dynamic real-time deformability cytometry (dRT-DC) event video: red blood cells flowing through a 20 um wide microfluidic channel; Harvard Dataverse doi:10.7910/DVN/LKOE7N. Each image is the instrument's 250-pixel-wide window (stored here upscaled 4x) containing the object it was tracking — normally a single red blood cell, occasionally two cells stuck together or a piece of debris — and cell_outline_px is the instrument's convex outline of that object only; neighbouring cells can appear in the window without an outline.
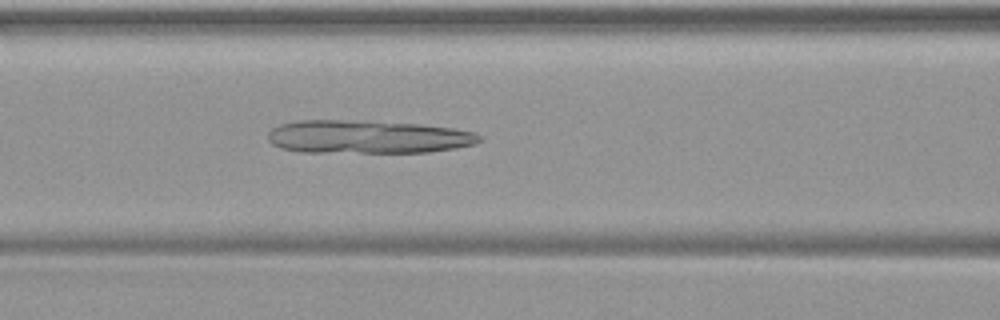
{"species": "common noctule bat (a hibernating species)", "species_latin": "Nyctalus noctula", "temperature_condition": "warm", "stored_images_in_passage": 43, "camera_frame_rate_fps": 3000, "um_per_image_px": 0.085, "animal": {"sex": "female", "body_mass_g": 19.9}, "frame": {"image": 1, "passage_image": 15, "time_ms": 4.667, "image_size_px": [1000, 320], "cell_outline_px": [[484, 136], [476, 144], [456, 148], [428, 152], [300, 152], [280, 148], [272, 144], [268, 140], [268, 132], [272, 128], [280, 124], [296, 120], [340, 120], [420, 124], [452, 128], [472, 132]], "centroid_in_image_um": [31.22, 11.64], "position_along_channel_um": 135.4, "area_um2": 40.98}}
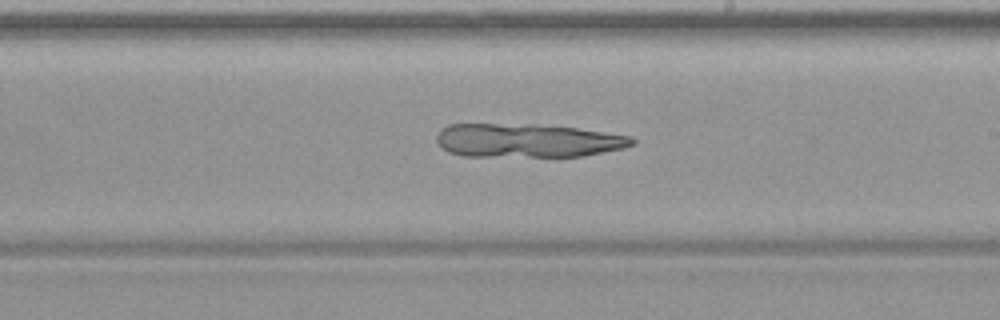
{"frame": {"image": 2, "passage_image": 23, "time_ms": 7.333, "image_size_px": [1000, 320], "cell_outline_px": [[636, 144], [624, 148], [584, 156], [464, 156], [448, 152], [436, 140], [436, 136], [440, 128], [448, 124], [532, 124], [576, 128], [632, 136], [636, 140]], "centroid_in_image_um": [44.84, 11.94], "position_along_channel_um": 244.2, "area_um2": 38.49}}
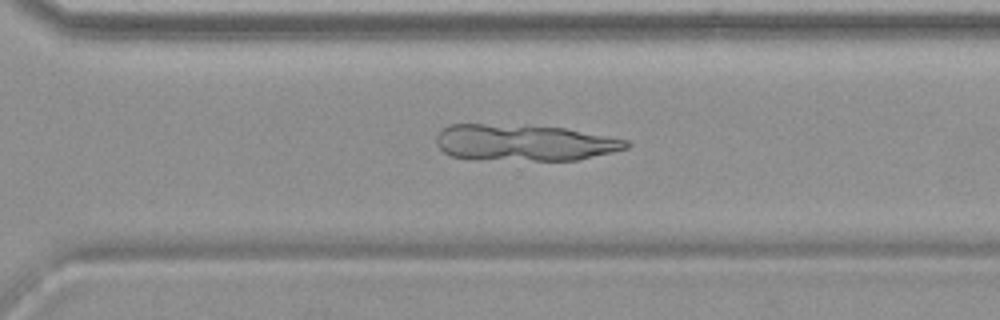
{"frame": {"image": 3, "passage_image": 29, "time_ms": 9.333, "image_size_px": [1000, 320], "cell_outline_px": [[632, 144], [628, 148], [580, 160], [468, 160], [452, 156], [444, 152], [436, 144], [436, 136], [448, 124], [484, 124], [564, 128], [628, 140]], "centroid_in_image_um": [44.53, 12.15], "position_along_channel_um": 326.1, "area_um2": 40.4}}